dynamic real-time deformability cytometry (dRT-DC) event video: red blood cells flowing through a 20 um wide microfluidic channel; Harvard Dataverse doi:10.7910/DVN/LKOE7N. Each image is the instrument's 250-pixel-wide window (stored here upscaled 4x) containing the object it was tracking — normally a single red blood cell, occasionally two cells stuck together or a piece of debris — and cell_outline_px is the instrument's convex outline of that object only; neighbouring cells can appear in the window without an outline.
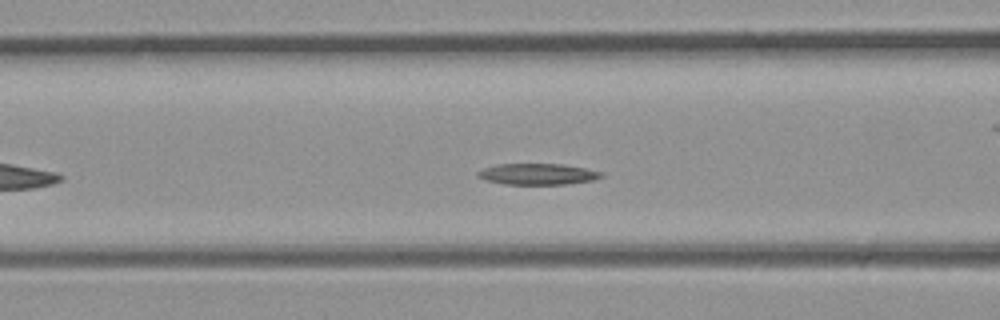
{"species": "common noctule bat (a hibernating species)", "species_latin": "Nyctalus noctula", "temperature_condition": "room temperature", "stored_images_in_passage": 8, "camera_frame_rate_fps": 3000, "um_per_image_px": 0.085, "animal": {"sex": "male", "body_mass_g": 23.1, "forearm_length_mm": 52.7}, "frame": {"image": 1, "passage_image": 6, "time_ms": 1.667, "image_size_px": [1000, 320], "cell_outline_px": [[604, 176], [596, 180], [568, 184], [504, 184], [484, 180], [476, 176], [476, 172], [484, 168], [496, 164], [560, 164], [584, 168], [604, 172]], "centroid_in_image_um": [45.71, 14.8], "position_along_channel_um": 120.9, "area_um2": 15.37}}